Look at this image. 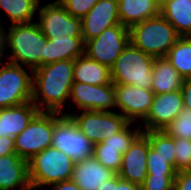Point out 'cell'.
Listing matches in <instances>:
<instances>
[{"label":"cell","mask_w":191,"mask_h":190,"mask_svg":"<svg viewBox=\"0 0 191 190\" xmlns=\"http://www.w3.org/2000/svg\"><path fill=\"white\" fill-rule=\"evenodd\" d=\"M73 68L74 60H60L32 71L31 101L39 111L64 113L73 84Z\"/></svg>","instance_id":"6da1fadb"},{"label":"cell","mask_w":191,"mask_h":190,"mask_svg":"<svg viewBox=\"0 0 191 190\" xmlns=\"http://www.w3.org/2000/svg\"><path fill=\"white\" fill-rule=\"evenodd\" d=\"M8 28V32L2 28V59L8 56V62L25 66L30 71L44 65L47 38L38 23L12 24ZM8 49L10 53L6 55Z\"/></svg>","instance_id":"7a4b0ae2"},{"label":"cell","mask_w":191,"mask_h":190,"mask_svg":"<svg viewBox=\"0 0 191 190\" xmlns=\"http://www.w3.org/2000/svg\"><path fill=\"white\" fill-rule=\"evenodd\" d=\"M129 33L130 43L154 58H164L181 37L161 14L131 26Z\"/></svg>","instance_id":"3957f363"},{"label":"cell","mask_w":191,"mask_h":190,"mask_svg":"<svg viewBox=\"0 0 191 190\" xmlns=\"http://www.w3.org/2000/svg\"><path fill=\"white\" fill-rule=\"evenodd\" d=\"M74 162L55 147H48L28 160L31 190L71 180Z\"/></svg>","instance_id":"277c9868"},{"label":"cell","mask_w":191,"mask_h":190,"mask_svg":"<svg viewBox=\"0 0 191 190\" xmlns=\"http://www.w3.org/2000/svg\"><path fill=\"white\" fill-rule=\"evenodd\" d=\"M154 59L129 43L110 69L112 83L151 89Z\"/></svg>","instance_id":"5b68a950"},{"label":"cell","mask_w":191,"mask_h":190,"mask_svg":"<svg viewBox=\"0 0 191 190\" xmlns=\"http://www.w3.org/2000/svg\"><path fill=\"white\" fill-rule=\"evenodd\" d=\"M70 116L78 129L95 145L122 131L130 122L119 112L79 111Z\"/></svg>","instance_id":"8992f818"},{"label":"cell","mask_w":191,"mask_h":190,"mask_svg":"<svg viewBox=\"0 0 191 190\" xmlns=\"http://www.w3.org/2000/svg\"><path fill=\"white\" fill-rule=\"evenodd\" d=\"M54 112L39 111L27 127L14 138L15 152L25 160L52 145Z\"/></svg>","instance_id":"52a82bcc"},{"label":"cell","mask_w":191,"mask_h":190,"mask_svg":"<svg viewBox=\"0 0 191 190\" xmlns=\"http://www.w3.org/2000/svg\"><path fill=\"white\" fill-rule=\"evenodd\" d=\"M0 58V108L17 106L32 99L33 73ZM30 72V73H28Z\"/></svg>","instance_id":"ba28073f"},{"label":"cell","mask_w":191,"mask_h":190,"mask_svg":"<svg viewBox=\"0 0 191 190\" xmlns=\"http://www.w3.org/2000/svg\"><path fill=\"white\" fill-rule=\"evenodd\" d=\"M52 147L73 161L93 156L94 144L78 129L70 116L54 112Z\"/></svg>","instance_id":"9c48e42d"},{"label":"cell","mask_w":191,"mask_h":190,"mask_svg":"<svg viewBox=\"0 0 191 190\" xmlns=\"http://www.w3.org/2000/svg\"><path fill=\"white\" fill-rule=\"evenodd\" d=\"M129 43V28L118 24L105 29L98 37L86 41L84 54L111 69Z\"/></svg>","instance_id":"30bf717a"},{"label":"cell","mask_w":191,"mask_h":190,"mask_svg":"<svg viewBox=\"0 0 191 190\" xmlns=\"http://www.w3.org/2000/svg\"><path fill=\"white\" fill-rule=\"evenodd\" d=\"M38 7V25L46 38L83 37L81 18L70 15L58 0Z\"/></svg>","instance_id":"8fae6325"},{"label":"cell","mask_w":191,"mask_h":190,"mask_svg":"<svg viewBox=\"0 0 191 190\" xmlns=\"http://www.w3.org/2000/svg\"><path fill=\"white\" fill-rule=\"evenodd\" d=\"M71 100L79 111H115V88L114 84L91 85L80 82H73L70 96L69 106L72 110ZM114 108V109H113ZM113 109V110H112Z\"/></svg>","instance_id":"7c38bea8"},{"label":"cell","mask_w":191,"mask_h":190,"mask_svg":"<svg viewBox=\"0 0 191 190\" xmlns=\"http://www.w3.org/2000/svg\"><path fill=\"white\" fill-rule=\"evenodd\" d=\"M115 109L120 110L129 122L144 120L148 115L154 98L151 89H142L134 85L114 84Z\"/></svg>","instance_id":"4fadbf2b"},{"label":"cell","mask_w":191,"mask_h":190,"mask_svg":"<svg viewBox=\"0 0 191 190\" xmlns=\"http://www.w3.org/2000/svg\"><path fill=\"white\" fill-rule=\"evenodd\" d=\"M183 96L181 90L154 95L151 109L142 121V131L164 130L182 111Z\"/></svg>","instance_id":"5bb4252c"},{"label":"cell","mask_w":191,"mask_h":190,"mask_svg":"<svg viewBox=\"0 0 191 190\" xmlns=\"http://www.w3.org/2000/svg\"><path fill=\"white\" fill-rule=\"evenodd\" d=\"M150 148L148 137L141 132L122 156L118 176L126 181L142 185L147 176V153Z\"/></svg>","instance_id":"9a60e30c"},{"label":"cell","mask_w":191,"mask_h":190,"mask_svg":"<svg viewBox=\"0 0 191 190\" xmlns=\"http://www.w3.org/2000/svg\"><path fill=\"white\" fill-rule=\"evenodd\" d=\"M83 41L98 37L105 29L121 24L118 13V0H99L81 18Z\"/></svg>","instance_id":"2e32d148"},{"label":"cell","mask_w":191,"mask_h":190,"mask_svg":"<svg viewBox=\"0 0 191 190\" xmlns=\"http://www.w3.org/2000/svg\"><path fill=\"white\" fill-rule=\"evenodd\" d=\"M116 173L105 167L92 156L74 162L71 180L81 190H98L100 185L112 178Z\"/></svg>","instance_id":"e0dca14e"},{"label":"cell","mask_w":191,"mask_h":190,"mask_svg":"<svg viewBox=\"0 0 191 190\" xmlns=\"http://www.w3.org/2000/svg\"><path fill=\"white\" fill-rule=\"evenodd\" d=\"M31 190L28 161L17 154L0 157V190Z\"/></svg>","instance_id":"ac0fdd59"},{"label":"cell","mask_w":191,"mask_h":190,"mask_svg":"<svg viewBox=\"0 0 191 190\" xmlns=\"http://www.w3.org/2000/svg\"><path fill=\"white\" fill-rule=\"evenodd\" d=\"M38 112L39 109L32 101L13 107L0 108V137L15 138Z\"/></svg>","instance_id":"d6986e66"},{"label":"cell","mask_w":191,"mask_h":190,"mask_svg":"<svg viewBox=\"0 0 191 190\" xmlns=\"http://www.w3.org/2000/svg\"><path fill=\"white\" fill-rule=\"evenodd\" d=\"M120 23L128 28L160 14V0H118Z\"/></svg>","instance_id":"ffe728a7"},{"label":"cell","mask_w":191,"mask_h":190,"mask_svg":"<svg viewBox=\"0 0 191 190\" xmlns=\"http://www.w3.org/2000/svg\"><path fill=\"white\" fill-rule=\"evenodd\" d=\"M85 42L83 37H63L47 38L46 56L44 65L60 60H75L84 54Z\"/></svg>","instance_id":"44dd1931"},{"label":"cell","mask_w":191,"mask_h":190,"mask_svg":"<svg viewBox=\"0 0 191 190\" xmlns=\"http://www.w3.org/2000/svg\"><path fill=\"white\" fill-rule=\"evenodd\" d=\"M73 82L91 85L110 84L111 70L83 54L74 60Z\"/></svg>","instance_id":"7402d4cb"},{"label":"cell","mask_w":191,"mask_h":190,"mask_svg":"<svg viewBox=\"0 0 191 190\" xmlns=\"http://www.w3.org/2000/svg\"><path fill=\"white\" fill-rule=\"evenodd\" d=\"M160 14L181 37L191 36V0H160Z\"/></svg>","instance_id":"603a6c76"},{"label":"cell","mask_w":191,"mask_h":190,"mask_svg":"<svg viewBox=\"0 0 191 190\" xmlns=\"http://www.w3.org/2000/svg\"><path fill=\"white\" fill-rule=\"evenodd\" d=\"M151 90L155 95L181 90L184 79L164 58H155L152 68Z\"/></svg>","instance_id":"cb8c5ba5"},{"label":"cell","mask_w":191,"mask_h":190,"mask_svg":"<svg viewBox=\"0 0 191 190\" xmlns=\"http://www.w3.org/2000/svg\"><path fill=\"white\" fill-rule=\"evenodd\" d=\"M42 0H0V11L3 10L12 24L33 22Z\"/></svg>","instance_id":"d4e9b609"},{"label":"cell","mask_w":191,"mask_h":190,"mask_svg":"<svg viewBox=\"0 0 191 190\" xmlns=\"http://www.w3.org/2000/svg\"><path fill=\"white\" fill-rule=\"evenodd\" d=\"M183 79L191 77V36L180 37L165 56Z\"/></svg>","instance_id":"484cf974"},{"label":"cell","mask_w":191,"mask_h":190,"mask_svg":"<svg viewBox=\"0 0 191 190\" xmlns=\"http://www.w3.org/2000/svg\"><path fill=\"white\" fill-rule=\"evenodd\" d=\"M129 148L106 147L103 142L94 145L93 156L99 163L117 173L122 165V156Z\"/></svg>","instance_id":"4316f807"},{"label":"cell","mask_w":191,"mask_h":190,"mask_svg":"<svg viewBox=\"0 0 191 190\" xmlns=\"http://www.w3.org/2000/svg\"><path fill=\"white\" fill-rule=\"evenodd\" d=\"M147 137L150 148L162 158H175L174 138L170 137L164 130L142 131Z\"/></svg>","instance_id":"83f0119b"},{"label":"cell","mask_w":191,"mask_h":190,"mask_svg":"<svg viewBox=\"0 0 191 190\" xmlns=\"http://www.w3.org/2000/svg\"><path fill=\"white\" fill-rule=\"evenodd\" d=\"M175 158H162L152 149L147 153V175L176 176Z\"/></svg>","instance_id":"f1b7e54d"},{"label":"cell","mask_w":191,"mask_h":190,"mask_svg":"<svg viewBox=\"0 0 191 190\" xmlns=\"http://www.w3.org/2000/svg\"><path fill=\"white\" fill-rule=\"evenodd\" d=\"M164 131L170 137L191 140V109L183 107L182 111Z\"/></svg>","instance_id":"f546056e"},{"label":"cell","mask_w":191,"mask_h":190,"mask_svg":"<svg viewBox=\"0 0 191 190\" xmlns=\"http://www.w3.org/2000/svg\"><path fill=\"white\" fill-rule=\"evenodd\" d=\"M133 124L134 122H130L122 131L105 139L103 143L106 144V147L129 148L134 139L142 132L141 124L137 125V128L135 127L134 130H131L130 127Z\"/></svg>","instance_id":"4dcf8cb0"},{"label":"cell","mask_w":191,"mask_h":190,"mask_svg":"<svg viewBox=\"0 0 191 190\" xmlns=\"http://www.w3.org/2000/svg\"><path fill=\"white\" fill-rule=\"evenodd\" d=\"M175 169L177 172L191 169V140L174 138Z\"/></svg>","instance_id":"1f68e13d"},{"label":"cell","mask_w":191,"mask_h":190,"mask_svg":"<svg viewBox=\"0 0 191 190\" xmlns=\"http://www.w3.org/2000/svg\"><path fill=\"white\" fill-rule=\"evenodd\" d=\"M66 11L78 18L85 16L99 0H58Z\"/></svg>","instance_id":"d6a6232c"},{"label":"cell","mask_w":191,"mask_h":190,"mask_svg":"<svg viewBox=\"0 0 191 190\" xmlns=\"http://www.w3.org/2000/svg\"><path fill=\"white\" fill-rule=\"evenodd\" d=\"M176 176L147 175L142 190H174Z\"/></svg>","instance_id":"836d02e7"},{"label":"cell","mask_w":191,"mask_h":190,"mask_svg":"<svg viewBox=\"0 0 191 190\" xmlns=\"http://www.w3.org/2000/svg\"><path fill=\"white\" fill-rule=\"evenodd\" d=\"M174 190H191V169L177 172Z\"/></svg>","instance_id":"e575fe53"},{"label":"cell","mask_w":191,"mask_h":190,"mask_svg":"<svg viewBox=\"0 0 191 190\" xmlns=\"http://www.w3.org/2000/svg\"><path fill=\"white\" fill-rule=\"evenodd\" d=\"M9 154H16L14 138L12 137H0V157Z\"/></svg>","instance_id":"d590c367"},{"label":"cell","mask_w":191,"mask_h":190,"mask_svg":"<svg viewBox=\"0 0 191 190\" xmlns=\"http://www.w3.org/2000/svg\"><path fill=\"white\" fill-rule=\"evenodd\" d=\"M181 92L183 96V106L191 109V77L184 79Z\"/></svg>","instance_id":"8d00e7d4"},{"label":"cell","mask_w":191,"mask_h":190,"mask_svg":"<svg viewBox=\"0 0 191 190\" xmlns=\"http://www.w3.org/2000/svg\"><path fill=\"white\" fill-rule=\"evenodd\" d=\"M115 190H142L141 186L121 179L115 174Z\"/></svg>","instance_id":"74e56055"},{"label":"cell","mask_w":191,"mask_h":190,"mask_svg":"<svg viewBox=\"0 0 191 190\" xmlns=\"http://www.w3.org/2000/svg\"><path fill=\"white\" fill-rule=\"evenodd\" d=\"M52 190H81L72 180L61 181L50 185Z\"/></svg>","instance_id":"f35d334b"},{"label":"cell","mask_w":191,"mask_h":190,"mask_svg":"<svg viewBox=\"0 0 191 190\" xmlns=\"http://www.w3.org/2000/svg\"><path fill=\"white\" fill-rule=\"evenodd\" d=\"M98 190H115V175L102 183Z\"/></svg>","instance_id":"ab89813d"},{"label":"cell","mask_w":191,"mask_h":190,"mask_svg":"<svg viewBox=\"0 0 191 190\" xmlns=\"http://www.w3.org/2000/svg\"><path fill=\"white\" fill-rule=\"evenodd\" d=\"M2 24V25H1ZM3 23H1V21H0V58H2L1 57V53H2V28H3Z\"/></svg>","instance_id":"60d3db41"}]
</instances>
